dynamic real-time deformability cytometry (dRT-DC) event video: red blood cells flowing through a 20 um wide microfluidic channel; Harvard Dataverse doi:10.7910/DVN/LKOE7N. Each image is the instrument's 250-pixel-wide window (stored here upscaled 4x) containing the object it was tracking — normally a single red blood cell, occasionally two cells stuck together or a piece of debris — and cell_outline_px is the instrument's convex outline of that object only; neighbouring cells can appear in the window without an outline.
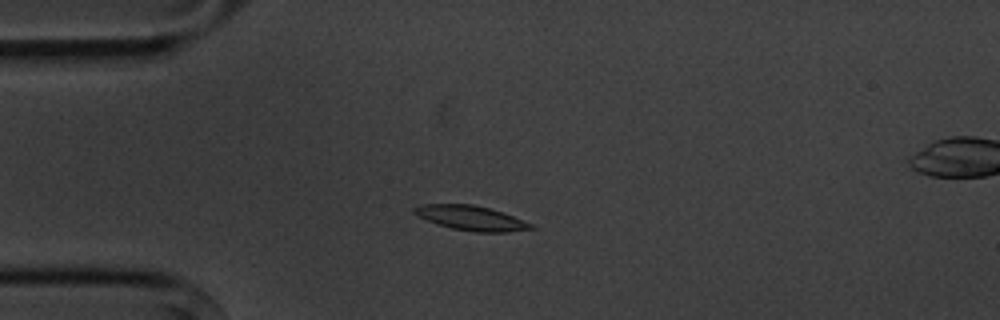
{"species": "common noctule bat (a hibernating species)", "species_latin": "Nyctalus noctula", "temperature_condition": "cold", "stored_images_in_passage": 9, "camera_frame_rate_fps": 3000, "um_per_image_px": 0.085, "animal": {"sex": "male", "body_mass_g": 20.1, "forearm_length_mm": 53.5}, "frame": {"image": 1, "passage_image": 3, "time_ms": 2.333, "image_size_px": [1000, 320], "cell_outline_px": [[536, 228], [508, 232], [476, 232], [452, 228], [436, 224], [412, 212], [412, 208], [420, 204], [472, 204], [504, 212], [532, 224]], "centroid_in_image_um": [40.04, 18.53], "position_along_channel_um": 45.0, "area_um2": 16.7}}
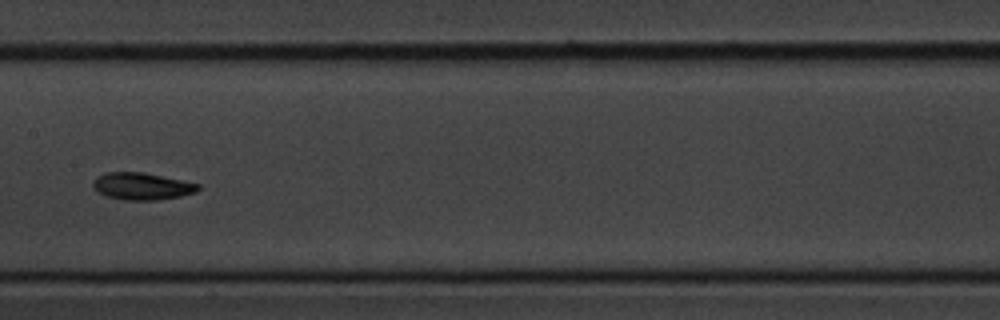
{"frame": {"image": 2, "passage_image": 7, "time_ms": 7.0, "image_size_px": [1000, 320], "cell_outline_px": [[200, 188], [196, 192], [180, 196], [156, 200], [124, 200], [108, 196], [96, 192], [92, 188], [92, 180], [96, 176], [104, 172], [144, 172], [200, 184]], "centroid_in_image_um": [12.01, 15.82], "position_along_channel_um": 195.4, "area_um2": 16.76}}
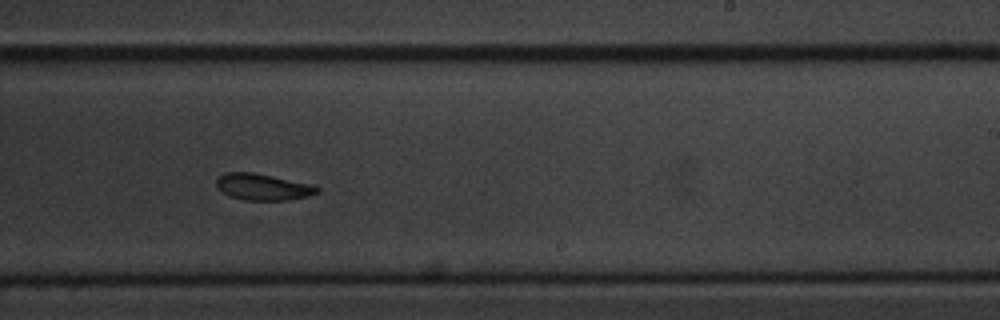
{"frame": {"image": 3, "passage_image": 9, "time_ms": 9.0, "image_size_px": [1000, 320], "cell_outline_px": [[320, 192], [308, 196], [288, 200], [244, 200], [228, 196], [216, 184], [216, 180], [224, 172], [252, 172], [312, 184], [320, 188]], "centroid_in_image_um": [22.37, 15.89], "position_along_channel_um": 266.6, "area_um2": 15.49}}